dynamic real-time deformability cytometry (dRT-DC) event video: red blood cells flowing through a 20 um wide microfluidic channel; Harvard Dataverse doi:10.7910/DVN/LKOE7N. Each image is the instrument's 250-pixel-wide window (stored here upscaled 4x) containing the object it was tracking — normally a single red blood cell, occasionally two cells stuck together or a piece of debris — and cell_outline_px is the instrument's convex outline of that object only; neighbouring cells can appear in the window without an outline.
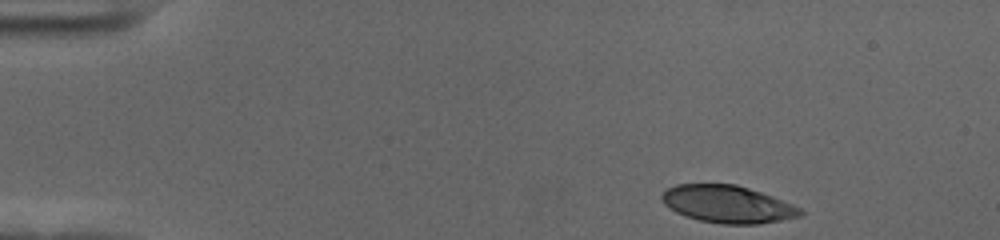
{"species": "human", "species_latin": "Homo sapiens", "temperature_condition": "cold", "stored_images_in_passage": 44, "camera_frame_rate_fps": 3000, "um_per_image_px": 0.085, "donor": {"sex": "female"}, "frame": {"image": 1, "passage_image": 1, "time_ms": 0.0, "image_size_px": [1000, 240], "cell_outline_px": [[804, 212], [800, 216], [760, 224], [720, 224], [700, 220], [684, 216], [668, 208], [664, 204], [660, 196], [668, 188], [676, 184], [736, 184], [772, 196], [792, 204], [800, 208]], "centroid_in_image_um": [61.82, 17.36], "position_along_channel_um": 23.2, "area_um2": 30.11}}
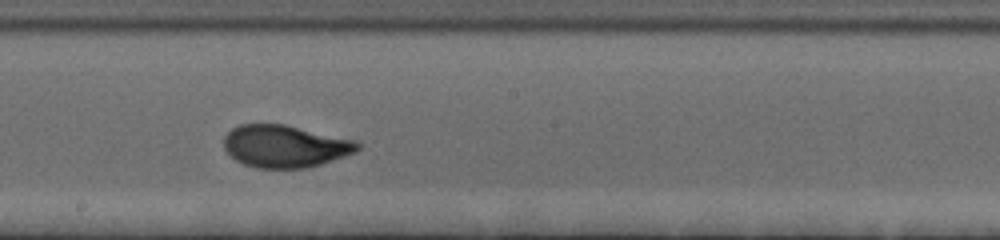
{"frame": {"image": 2, "passage_image": 25, "time_ms": 8.0, "image_size_px": [1000, 240], "cell_outline_px": [[360, 148], [356, 152], [308, 168], [256, 168], [244, 164], [236, 160], [224, 148], [224, 136], [232, 128], [240, 124], [284, 124], [356, 140], [360, 144]], "centroid_in_image_um": [24.23, 12.43], "position_along_channel_um": 224.0, "area_um2": 32.95}}
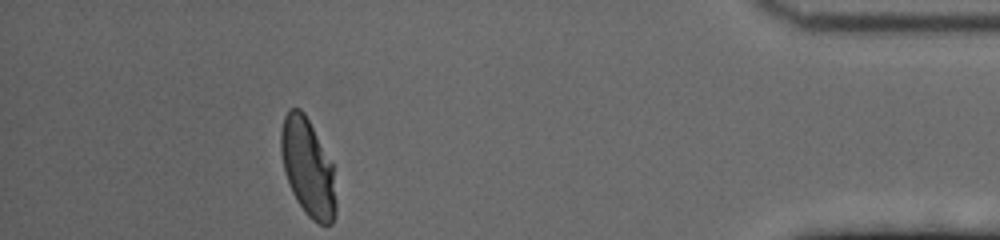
{"frame": {"image": 3, "passage_image": 44, "time_ms": 14.333, "image_size_px": [1000, 240], "cell_outline_px": [[336, 216], [332, 224], [320, 224], [312, 220], [304, 212], [296, 200], [292, 192], [284, 172], [280, 152], [280, 132], [284, 116], [288, 108], [300, 108], [304, 112], [332, 164], [336, 204]], "centroid_in_image_um": [26.14, 14.25], "position_along_channel_um": 409.1, "area_um2": 31.27}, "authors_computed_cell_mechanics": {"area_um2": 32.657, "velocity_mm_per_s": 3.659, "shape_relaxation_time_tau1_ms": 4.1305, "shape_relaxation_time_tau2_ms": 0.8402, "deformation_change_tau1": 0.2029, "deformation_change_tau2": 0.0602}}